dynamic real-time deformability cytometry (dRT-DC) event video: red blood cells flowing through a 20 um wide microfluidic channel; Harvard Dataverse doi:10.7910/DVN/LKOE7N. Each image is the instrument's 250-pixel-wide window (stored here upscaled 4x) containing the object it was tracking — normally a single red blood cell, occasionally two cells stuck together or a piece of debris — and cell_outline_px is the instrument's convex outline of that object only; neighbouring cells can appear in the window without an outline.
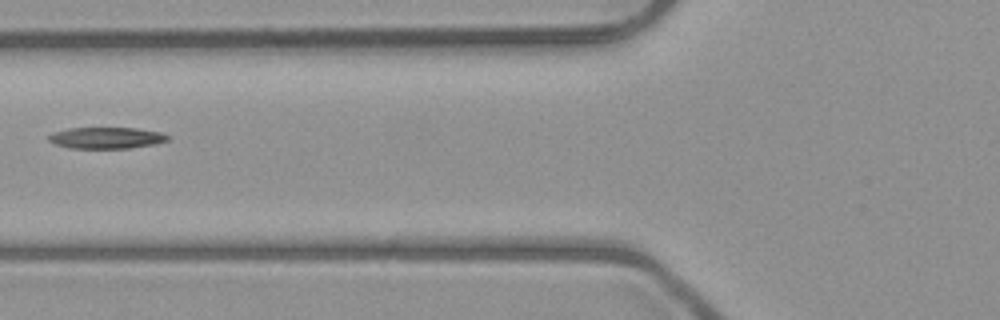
{"species": "common noctule bat (a hibernating species)", "species_latin": "Nyctalus noctula", "temperature_condition": "room temperature", "stored_images_in_passage": 6, "camera_frame_rate_fps": 3000, "um_per_image_px": 0.085, "animal": {"sex": "male", "body_mass_g": 23.1, "forearm_length_mm": 52.7}, "frame": {"image": 1, "passage_image": 6, "time_ms": 6.0, "image_size_px": [1000, 320], "cell_outline_px": [[168, 140], [156, 144], [128, 148], [68, 148], [56, 144], [48, 140], [48, 136], [52, 132], [68, 128], [136, 128], [160, 132], [168, 136]], "centroid_in_image_um": [9.01, 11.72], "position_along_channel_um": 116.8, "area_um2": 14.8}}